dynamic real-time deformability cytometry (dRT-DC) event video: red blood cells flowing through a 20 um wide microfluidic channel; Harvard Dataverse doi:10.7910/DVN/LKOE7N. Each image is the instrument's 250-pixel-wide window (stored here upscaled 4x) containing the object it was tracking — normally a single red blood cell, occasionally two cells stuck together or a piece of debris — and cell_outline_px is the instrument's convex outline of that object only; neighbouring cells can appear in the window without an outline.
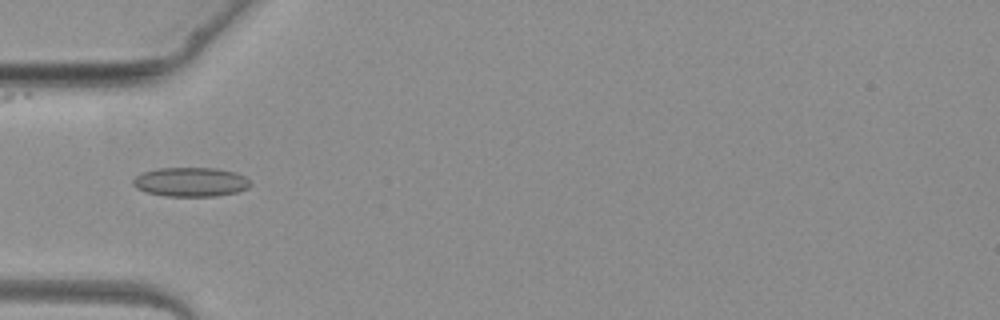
{"species": "common noctule bat (a hibernating species)", "species_latin": "Nyctalus noctula", "temperature_condition": "warm", "stored_images_in_passage": 4, "camera_frame_rate_fps": 3000, "um_per_image_px": 0.085, "animal": {"sex": "female", "body_mass_g": 19.3, "forearm_length_mm": 54.1}, "frame": {"image": 1, "passage_image": 4, "time_ms": 3.667, "image_size_px": [1000, 320], "cell_outline_px": [[252, 184], [248, 188], [236, 192], [216, 196], [164, 196], [148, 192], [136, 188], [132, 184], [132, 180], [140, 172], [156, 168], [216, 168], [236, 172], [244, 176]], "centroid_in_image_um": [16.19, 15.46], "position_along_channel_um": 68.8, "area_um2": 20.11}}